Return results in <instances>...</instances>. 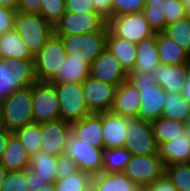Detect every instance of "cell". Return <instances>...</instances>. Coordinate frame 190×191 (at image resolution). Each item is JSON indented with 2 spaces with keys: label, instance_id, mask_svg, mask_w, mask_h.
Wrapping results in <instances>:
<instances>
[{
  "label": "cell",
  "instance_id": "obj_1",
  "mask_svg": "<svg viewBox=\"0 0 190 191\" xmlns=\"http://www.w3.org/2000/svg\"><path fill=\"white\" fill-rule=\"evenodd\" d=\"M127 80L140 92L138 119L152 122L162 115L167 92L155 83L153 73L130 71Z\"/></svg>",
  "mask_w": 190,
  "mask_h": 191
},
{
  "label": "cell",
  "instance_id": "obj_2",
  "mask_svg": "<svg viewBox=\"0 0 190 191\" xmlns=\"http://www.w3.org/2000/svg\"><path fill=\"white\" fill-rule=\"evenodd\" d=\"M32 86L18 89L1 102L2 128L14 132L34 122L32 110Z\"/></svg>",
  "mask_w": 190,
  "mask_h": 191
},
{
  "label": "cell",
  "instance_id": "obj_3",
  "mask_svg": "<svg viewBox=\"0 0 190 191\" xmlns=\"http://www.w3.org/2000/svg\"><path fill=\"white\" fill-rule=\"evenodd\" d=\"M37 81L34 60L0 58V101L18 89L32 86Z\"/></svg>",
  "mask_w": 190,
  "mask_h": 191
},
{
  "label": "cell",
  "instance_id": "obj_4",
  "mask_svg": "<svg viewBox=\"0 0 190 191\" xmlns=\"http://www.w3.org/2000/svg\"><path fill=\"white\" fill-rule=\"evenodd\" d=\"M16 30L24 45L35 56L54 35L53 25L41 15L17 12L14 20Z\"/></svg>",
  "mask_w": 190,
  "mask_h": 191
},
{
  "label": "cell",
  "instance_id": "obj_5",
  "mask_svg": "<svg viewBox=\"0 0 190 191\" xmlns=\"http://www.w3.org/2000/svg\"><path fill=\"white\" fill-rule=\"evenodd\" d=\"M108 34V26L102 30L90 32L83 35L57 36L64 43L67 56L71 60H83V62L91 64L106 49V36Z\"/></svg>",
  "mask_w": 190,
  "mask_h": 191
},
{
  "label": "cell",
  "instance_id": "obj_6",
  "mask_svg": "<svg viewBox=\"0 0 190 191\" xmlns=\"http://www.w3.org/2000/svg\"><path fill=\"white\" fill-rule=\"evenodd\" d=\"M59 98L60 119L72 124L91 115L83 96V83H53Z\"/></svg>",
  "mask_w": 190,
  "mask_h": 191
},
{
  "label": "cell",
  "instance_id": "obj_7",
  "mask_svg": "<svg viewBox=\"0 0 190 191\" xmlns=\"http://www.w3.org/2000/svg\"><path fill=\"white\" fill-rule=\"evenodd\" d=\"M67 52L60 37L53 35L45 46L34 56L37 81L51 82L61 70Z\"/></svg>",
  "mask_w": 190,
  "mask_h": 191
},
{
  "label": "cell",
  "instance_id": "obj_8",
  "mask_svg": "<svg viewBox=\"0 0 190 191\" xmlns=\"http://www.w3.org/2000/svg\"><path fill=\"white\" fill-rule=\"evenodd\" d=\"M107 26L114 36L135 44L156 34L142 12L113 17L107 20Z\"/></svg>",
  "mask_w": 190,
  "mask_h": 191
},
{
  "label": "cell",
  "instance_id": "obj_9",
  "mask_svg": "<svg viewBox=\"0 0 190 191\" xmlns=\"http://www.w3.org/2000/svg\"><path fill=\"white\" fill-rule=\"evenodd\" d=\"M32 99L35 123L60 119L59 98L52 82L36 81L32 85Z\"/></svg>",
  "mask_w": 190,
  "mask_h": 191
},
{
  "label": "cell",
  "instance_id": "obj_10",
  "mask_svg": "<svg viewBox=\"0 0 190 191\" xmlns=\"http://www.w3.org/2000/svg\"><path fill=\"white\" fill-rule=\"evenodd\" d=\"M123 173L138 187L146 188L165 173V165L158 154L131 155Z\"/></svg>",
  "mask_w": 190,
  "mask_h": 191
},
{
  "label": "cell",
  "instance_id": "obj_11",
  "mask_svg": "<svg viewBox=\"0 0 190 191\" xmlns=\"http://www.w3.org/2000/svg\"><path fill=\"white\" fill-rule=\"evenodd\" d=\"M107 25L97 12H66L63 17L54 24L55 36L83 35L102 30Z\"/></svg>",
  "mask_w": 190,
  "mask_h": 191
},
{
  "label": "cell",
  "instance_id": "obj_12",
  "mask_svg": "<svg viewBox=\"0 0 190 191\" xmlns=\"http://www.w3.org/2000/svg\"><path fill=\"white\" fill-rule=\"evenodd\" d=\"M125 148L131 155L158 154V143L151 122L128 118Z\"/></svg>",
  "mask_w": 190,
  "mask_h": 191
},
{
  "label": "cell",
  "instance_id": "obj_13",
  "mask_svg": "<svg viewBox=\"0 0 190 191\" xmlns=\"http://www.w3.org/2000/svg\"><path fill=\"white\" fill-rule=\"evenodd\" d=\"M65 154L70 156L78 165L79 170L91 176L102 173L103 149L96 148L70 134Z\"/></svg>",
  "mask_w": 190,
  "mask_h": 191
},
{
  "label": "cell",
  "instance_id": "obj_14",
  "mask_svg": "<svg viewBox=\"0 0 190 191\" xmlns=\"http://www.w3.org/2000/svg\"><path fill=\"white\" fill-rule=\"evenodd\" d=\"M116 86L89 76L83 82V96L91 114L110 112L115 98Z\"/></svg>",
  "mask_w": 190,
  "mask_h": 191
},
{
  "label": "cell",
  "instance_id": "obj_15",
  "mask_svg": "<svg viewBox=\"0 0 190 191\" xmlns=\"http://www.w3.org/2000/svg\"><path fill=\"white\" fill-rule=\"evenodd\" d=\"M70 134L71 124L62 119L41 123V149L56 157L65 154Z\"/></svg>",
  "mask_w": 190,
  "mask_h": 191
},
{
  "label": "cell",
  "instance_id": "obj_16",
  "mask_svg": "<svg viewBox=\"0 0 190 191\" xmlns=\"http://www.w3.org/2000/svg\"><path fill=\"white\" fill-rule=\"evenodd\" d=\"M90 76L118 87L127 80L128 73L120 61L105 49L91 64Z\"/></svg>",
  "mask_w": 190,
  "mask_h": 191
},
{
  "label": "cell",
  "instance_id": "obj_17",
  "mask_svg": "<svg viewBox=\"0 0 190 191\" xmlns=\"http://www.w3.org/2000/svg\"><path fill=\"white\" fill-rule=\"evenodd\" d=\"M128 118L110 112L102 113V135L104 149L125 146Z\"/></svg>",
  "mask_w": 190,
  "mask_h": 191
},
{
  "label": "cell",
  "instance_id": "obj_18",
  "mask_svg": "<svg viewBox=\"0 0 190 191\" xmlns=\"http://www.w3.org/2000/svg\"><path fill=\"white\" fill-rule=\"evenodd\" d=\"M140 108V92L128 81L122 82L115 91L112 113L127 118H137Z\"/></svg>",
  "mask_w": 190,
  "mask_h": 191
},
{
  "label": "cell",
  "instance_id": "obj_19",
  "mask_svg": "<svg viewBox=\"0 0 190 191\" xmlns=\"http://www.w3.org/2000/svg\"><path fill=\"white\" fill-rule=\"evenodd\" d=\"M187 64L163 65L160 64L153 71L155 83L167 93L182 94L185 85Z\"/></svg>",
  "mask_w": 190,
  "mask_h": 191
},
{
  "label": "cell",
  "instance_id": "obj_20",
  "mask_svg": "<svg viewBox=\"0 0 190 191\" xmlns=\"http://www.w3.org/2000/svg\"><path fill=\"white\" fill-rule=\"evenodd\" d=\"M71 133L78 139L96 148L104 149L102 135V113L91 114L71 124Z\"/></svg>",
  "mask_w": 190,
  "mask_h": 191
},
{
  "label": "cell",
  "instance_id": "obj_21",
  "mask_svg": "<svg viewBox=\"0 0 190 191\" xmlns=\"http://www.w3.org/2000/svg\"><path fill=\"white\" fill-rule=\"evenodd\" d=\"M158 155L164 165L190 163V132L158 145Z\"/></svg>",
  "mask_w": 190,
  "mask_h": 191
},
{
  "label": "cell",
  "instance_id": "obj_22",
  "mask_svg": "<svg viewBox=\"0 0 190 191\" xmlns=\"http://www.w3.org/2000/svg\"><path fill=\"white\" fill-rule=\"evenodd\" d=\"M137 58L134 72L153 73L160 65L156 34L136 44Z\"/></svg>",
  "mask_w": 190,
  "mask_h": 191
},
{
  "label": "cell",
  "instance_id": "obj_23",
  "mask_svg": "<svg viewBox=\"0 0 190 191\" xmlns=\"http://www.w3.org/2000/svg\"><path fill=\"white\" fill-rule=\"evenodd\" d=\"M106 50L120 61L127 73L134 70L137 58L135 43L120 39L108 30L106 36Z\"/></svg>",
  "mask_w": 190,
  "mask_h": 191
},
{
  "label": "cell",
  "instance_id": "obj_24",
  "mask_svg": "<svg viewBox=\"0 0 190 191\" xmlns=\"http://www.w3.org/2000/svg\"><path fill=\"white\" fill-rule=\"evenodd\" d=\"M7 171L27 170L30 165V155L21 141L13 134L0 159Z\"/></svg>",
  "mask_w": 190,
  "mask_h": 191
},
{
  "label": "cell",
  "instance_id": "obj_25",
  "mask_svg": "<svg viewBox=\"0 0 190 191\" xmlns=\"http://www.w3.org/2000/svg\"><path fill=\"white\" fill-rule=\"evenodd\" d=\"M159 61L163 65L187 64L190 55L163 32L156 33Z\"/></svg>",
  "mask_w": 190,
  "mask_h": 191
},
{
  "label": "cell",
  "instance_id": "obj_26",
  "mask_svg": "<svg viewBox=\"0 0 190 191\" xmlns=\"http://www.w3.org/2000/svg\"><path fill=\"white\" fill-rule=\"evenodd\" d=\"M0 58L34 60V56L24 45L19 33L14 29L0 36Z\"/></svg>",
  "mask_w": 190,
  "mask_h": 191
},
{
  "label": "cell",
  "instance_id": "obj_27",
  "mask_svg": "<svg viewBox=\"0 0 190 191\" xmlns=\"http://www.w3.org/2000/svg\"><path fill=\"white\" fill-rule=\"evenodd\" d=\"M97 191H138V187L123 172L121 173H100L91 178Z\"/></svg>",
  "mask_w": 190,
  "mask_h": 191
},
{
  "label": "cell",
  "instance_id": "obj_28",
  "mask_svg": "<svg viewBox=\"0 0 190 191\" xmlns=\"http://www.w3.org/2000/svg\"><path fill=\"white\" fill-rule=\"evenodd\" d=\"M57 163L58 157L40 149L30 156L29 169L35 172L40 179L45 180L46 183L54 184L57 181Z\"/></svg>",
  "mask_w": 190,
  "mask_h": 191
},
{
  "label": "cell",
  "instance_id": "obj_29",
  "mask_svg": "<svg viewBox=\"0 0 190 191\" xmlns=\"http://www.w3.org/2000/svg\"><path fill=\"white\" fill-rule=\"evenodd\" d=\"M90 76V65L83 60L63 59L61 70L51 81L52 83H83Z\"/></svg>",
  "mask_w": 190,
  "mask_h": 191
},
{
  "label": "cell",
  "instance_id": "obj_30",
  "mask_svg": "<svg viewBox=\"0 0 190 191\" xmlns=\"http://www.w3.org/2000/svg\"><path fill=\"white\" fill-rule=\"evenodd\" d=\"M158 145L183 136L189 131L188 124L174 119L160 117L151 122Z\"/></svg>",
  "mask_w": 190,
  "mask_h": 191
},
{
  "label": "cell",
  "instance_id": "obj_31",
  "mask_svg": "<svg viewBox=\"0 0 190 191\" xmlns=\"http://www.w3.org/2000/svg\"><path fill=\"white\" fill-rule=\"evenodd\" d=\"M161 117L179 120L189 125L190 102L182 94L167 93Z\"/></svg>",
  "mask_w": 190,
  "mask_h": 191
},
{
  "label": "cell",
  "instance_id": "obj_32",
  "mask_svg": "<svg viewBox=\"0 0 190 191\" xmlns=\"http://www.w3.org/2000/svg\"><path fill=\"white\" fill-rule=\"evenodd\" d=\"M131 152L125 148L103 149V173L124 172L130 161Z\"/></svg>",
  "mask_w": 190,
  "mask_h": 191
},
{
  "label": "cell",
  "instance_id": "obj_33",
  "mask_svg": "<svg viewBox=\"0 0 190 191\" xmlns=\"http://www.w3.org/2000/svg\"><path fill=\"white\" fill-rule=\"evenodd\" d=\"M13 134L21 141L29 155L41 149V123H31L19 128Z\"/></svg>",
  "mask_w": 190,
  "mask_h": 191
},
{
  "label": "cell",
  "instance_id": "obj_34",
  "mask_svg": "<svg viewBox=\"0 0 190 191\" xmlns=\"http://www.w3.org/2000/svg\"><path fill=\"white\" fill-rule=\"evenodd\" d=\"M163 33L190 55V22L187 17L167 25Z\"/></svg>",
  "mask_w": 190,
  "mask_h": 191
},
{
  "label": "cell",
  "instance_id": "obj_35",
  "mask_svg": "<svg viewBox=\"0 0 190 191\" xmlns=\"http://www.w3.org/2000/svg\"><path fill=\"white\" fill-rule=\"evenodd\" d=\"M164 1L165 0H146L142 11L146 21L155 33L165 30V13L161 6Z\"/></svg>",
  "mask_w": 190,
  "mask_h": 191
},
{
  "label": "cell",
  "instance_id": "obj_36",
  "mask_svg": "<svg viewBox=\"0 0 190 191\" xmlns=\"http://www.w3.org/2000/svg\"><path fill=\"white\" fill-rule=\"evenodd\" d=\"M165 173L178 191H190V163L166 165Z\"/></svg>",
  "mask_w": 190,
  "mask_h": 191
},
{
  "label": "cell",
  "instance_id": "obj_37",
  "mask_svg": "<svg viewBox=\"0 0 190 191\" xmlns=\"http://www.w3.org/2000/svg\"><path fill=\"white\" fill-rule=\"evenodd\" d=\"M92 176L79 170L64 179H57L54 183L56 191H82L91 182Z\"/></svg>",
  "mask_w": 190,
  "mask_h": 191
},
{
  "label": "cell",
  "instance_id": "obj_38",
  "mask_svg": "<svg viewBox=\"0 0 190 191\" xmlns=\"http://www.w3.org/2000/svg\"><path fill=\"white\" fill-rule=\"evenodd\" d=\"M65 13V0H41L40 15L53 26Z\"/></svg>",
  "mask_w": 190,
  "mask_h": 191
},
{
  "label": "cell",
  "instance_id": "obj_39",
  "mask_svg": "<svg viewBox=\"0 0 190 191\" xmlns=\"http://www.w3.org/2000/svg\"><path fill=\"white\" fill-rule=\"evenodd\" d=\"M161 6L165 13V28L167 25L187 17L186 7L182 0H165Z\"/></svg>",
  "mask_w": 190,
  "mask_h": 191
},
{
  "label": "cell",
  "instance_id": "obj_40",
  "mask_svg": "<svg viewBox=\"0 0 190 191\" xmlns=\"http://www.w3.org/2000/svg\"><path fill=\"white\" fill-rule=\"evenodd\" d=\"M146 0H113L112 18L120 15L140 13L143 11Z\"/></svg>",
  "mask_w": 190,
  "mask_h": 191
},
{
  "label": "cell",
  "instance_id": "obj_41",
  "mask_svg": "<svg viewBox=\"0 0 190 191\" xmlns=\"http://www.w3.org/2000/svg\"><path fill=\"white\" fill-rule=\"evenodd\" d=\"M1 191H29L26 181V170L8 171L2 183Z\"/></svg>",
  "mask_w": 190,
  "mask_h": 191
},
{
  "label": "cell",
  "instance_id": "obj_42",
  "mask_svg": "<svg viewBox=\"0 0 190 191\" xmlns=\"http://www.w3.org/2000/svg\"><path fill=\"white\" fill-rule=\"evenodd\" d=\"M57 179H64L71 174L79 171L78 165L68 155L62 154L58 156L57 163Z\"/></svg>",
  "mask_w": 190,
  "mask_h": 191
},
{
  "label": "cell",
  "instance_id": "obj_43",
  "mask_svg": "<svg viewBox=\"0 0 190 191\" xmlns=\"http://www.w3.org/2000/svg\"><path fill=\"white\" fill-rule=\"evenodd\" d=\"M16 13V10L0 6V36L14 29Z\"/></svg>",
  "mask_w": 190,
  "mask_h": 191
},
{
  "label": "cell",
  "instance_id": "obj_44",
  "mask_svg": "<svg viewBox=\"0 0 190 191\" xmlns=\"http://www.w3.org/2000/svg\"><path fill=\"white\" fill-rule=\"evenodd\" d=\"M66 12H95L92 0H65Z\"/></svg>",
  "mask_w": 190,
  "mask_h": 191
},
{
  "label": "cell",
  "instance_id": "obj_45",
  "mask_svg": "<svg viewBox=\"0 0 190 191\" xmlns=\"http://www.w3.org/2000/svg\"><path fill=\"white\" fill-rule=\"evenodd\" d=\"M146 189L148 191H178L166 173L160 178H157L152 184L147 186Z\"/></svg>",
  "mask_w": 190,
  "mask_h": 191
},
{
  "label": "cell",
  "instance_id": "obj_46",
  "mask_svg": "<svg viewBox=\"0 0 190 191\" xmlns=\"http://www.w3.org/2000/svg\"><path fill=\"white\" fill-rule=\"evenodd\" d=\"M17 12L22 13H41V0H18Z\"/></svg>",
  "mask_w": 190,
  "mask_h": 191
},
{
  "label": "cell",
  "instance_id": "obj_47",
  "mask_svg": "<svg viewBox=\"0 0 190 191\" xmlns=\"http://www.w3.org/2000/svg\"><path fill=\"white\" fill-rule=\"evenodd\" d=\"M113 0H92L95 12L99 13L106 21L112 18Z\"/></svg>",
  "mask_w": 190,
  "mask_h": 191
},
{
  "label": "cell",
  "instance_id": "obj_48",
  "mask_svg": "<svg viewBox=\"0 0 190 191\" xmlns=\"http://www.w3.org/2000/svg\"><path fill=\"white\" fill-rule=\"evenodd\" d=\"M26 181L29 191H38L47 184L45 180L40 179L36 173L29 168L26 170Z\"/></svg>",
  "mask_w": 190,
  "mask_h": 191
},
{
  "label": "cell",
  "instance_id": "obj_49",
  "mask_svg": "<svg viewBox=\"0 0 190 191\" xmlns=\"http://www.w3.org/2000/svg\"><path fill=\"white\" fill-rule=\"evenodd\" d=\"M13 135V132L8 131L5 128L0 129V159L6 149L10 137Z\"/></svg>",
  "mask_w": 190,
  "mask_h": 191
},
{
  "label": "cell",
  "instance_id": "obj_50",
  "mask_svg": "<svg viewBox=\"0 0 190 191\" xmlns=\"http://www.w3.org/2000/svg\"><path fill=\"white\" fill-rule=\"evenodd\" d=\"M182 95L190 102V60L187 63V72L185 76V85L182 91Z\"/></svg>",
  "mask_w": 190,
  "mask_h": 191
},
{
  "label": "cell",
  "instance_id": "obj_51",
  "mask_svg": "<svg viewBox=\"0 0 190 191\" xmlns=\"http://www.w3.org/2000/svg\"><path fill=\"white\" fill-rule=\"evenodd\" d=\"M18 0H0V6L17 11Z\"/></svg>",
  "mask_w": 190,
  "mask_h": 191
},
{
  "label": "cell",
  "instance_id": "obj_52",
  "mask_svg": "<svg viewBox=\"0 0 190 191\" xmlns=\"http://www.w3.org/2000/svg\"><path fill=\"white\" fill-rule=\"evenodd\" d=\"M7 173L8 171L6 170V168L0 163V191Z\"/></svg>",
  "mask_w": 190,
  "mask_h": 191
},
{
  "label": "cell",
  "instance_id": "obj_53",
  "mask_svg": "<svg viewBox=\"0 0 190 191\" xmlns=\"http://www.w3.org/2000/svg\"><path fill=\"white\" fill-rule=\"evenodd\" d=\"M38 191H56V190H55V185L54 184L47 183L44 187H42Z\"/></svg>",
  "mask_w": 190,
  "mask_h": 191
},
{
  "label": "cell",
  "instance_id": "obj_54",
  "mask_svg": "<svg viewBox=\"0 0 190 191\" xmlns=\"http://www.w3.org/2000/svg\"><path fill=\"white\" fill-rule=\"evenodd\" d=\"M184 6L186 7V11H187V18L190 22V0H182Z\"/></svg>",
  "mask_w": 190,
  "mask_h": 191
},
{
  "label": "cell",
  "instance_id": "obj_55",
  "mask_svg": "<svg viewBox=\"0 0 190 191\" xmlns=\"http://www.w3.org/2000/svg\"><path fill=\"white\" fill-rule=\"evenodd\" d=\"M82 191H97V190L93 182L91 181L89 184L86 185V187Z\"/></svg>",
  "mask_w": 190,
  "mask_h": 191
},
{
  "label": "cell",
  "instance_id": "obj_56",
  "mask_svg": "<svg viewBox=\"0 0 190 191\" xmlns=\"http://www.w3.org/2000/svg\"><path fill=\"white\" fill-rule=\"evenodd\" d=\"M138 191H148L146 188H140Z\"/></svg>",
  "mask_w": 190,
  "mask_h": 191
},
{
  "label": "cell",
  "instance_id": "obj_57",
  "mask_svg": "<svg viewBox=\"0 0 190 191\" xmlns=\"http://www.w3.org/2000/svg\"><path fill=\"white\" fill-rule=\"evenodd\" d=\"M2 128V124H1V117H0V129Z\"/></svg>",
  "mask_w": 190,
  "mask_h": 191
}]
</instances>
